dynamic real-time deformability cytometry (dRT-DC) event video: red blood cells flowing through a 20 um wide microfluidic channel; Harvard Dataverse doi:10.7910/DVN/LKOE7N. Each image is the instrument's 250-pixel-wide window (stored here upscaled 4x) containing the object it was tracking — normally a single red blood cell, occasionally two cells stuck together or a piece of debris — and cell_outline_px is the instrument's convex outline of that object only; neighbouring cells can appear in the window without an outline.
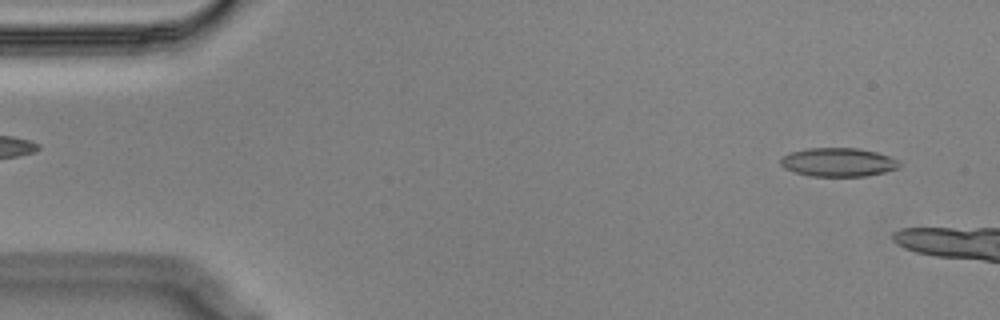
{"species": "Egyptian fruit bat (a non-hibernating species)", "species_latin": "Rousettus aegyptiacus", "temperature_condition": "cold", "stored_images_in_passage": 10, "camera_frame_rate_fps": 3000, "um_per_image_px": 0.085, "animal": {"sex": "male"}, "frame": {"image": 1, "passage_image": 1, "time_ms": 0.0, "image_size_px": [1000, 320], "cell_outline_px": [[900, 168], [884, 172], [864, 176], [808, 176], [784, 168], [780, 164], [780, 160], [784, 156], [792, 152], [808, 148], [856, 148], [876, 152], [888, 156], [896, 160], [900, 164]], "centroid_in_image_um": [71.24, 13.79], "position_along_channel_um": 13.8, "area_um2": 19.65}}